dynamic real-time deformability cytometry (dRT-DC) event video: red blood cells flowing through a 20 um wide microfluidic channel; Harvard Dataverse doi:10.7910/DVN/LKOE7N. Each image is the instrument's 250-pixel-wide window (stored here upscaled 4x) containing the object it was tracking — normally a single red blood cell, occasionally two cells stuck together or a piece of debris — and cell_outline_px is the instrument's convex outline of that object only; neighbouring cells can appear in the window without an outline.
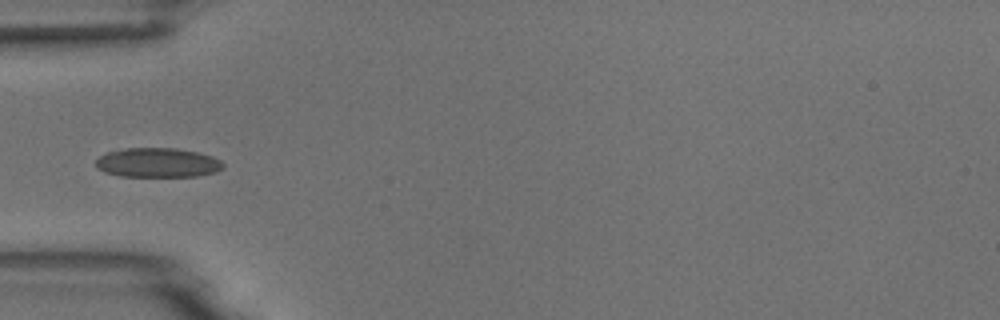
{"species": "common noctule bat (a hibernating species)", "species_latin": "Nyctalus noctula", "temperature_condition": "room temperature", "stored_images_in_passage": 38, "camera_frame_rate_fps": 3000, "um_per_image_px": 0.085, "animal": {"sex": "male", "body_mass_g": 18.8}, "frame": {"image": 1, "passage_image": 1, "time_ms": 0.0, "image_size_px": [1000, 320], "cell_outline_px": [[224, 168], [216, 172], [196, 176], [120, 176], [104, 172], [96, 168], [96, 160], [100, 156], [108, 152], [124, 148], [176, 148], [196, 152], [212, 156], [220, 160], [224, 164]], "centroid_in_image_um": [13.4, 13.83], "position_along_channel_um": 71.6, "area_um2": 21.85}}
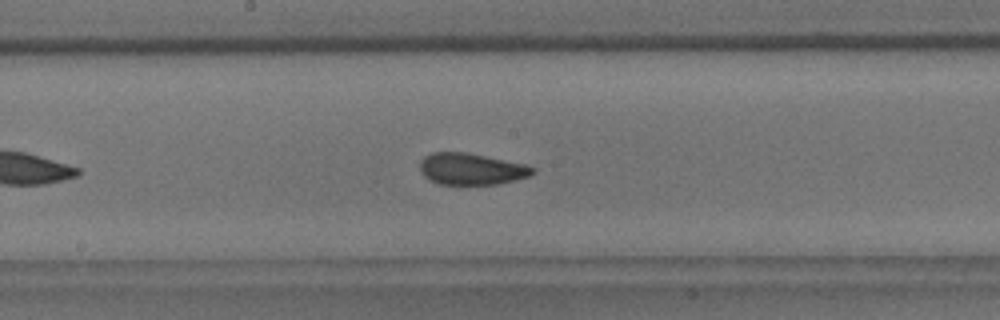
{"frame": {"image": 2, "passage_image": 12, "time_ms": 3.667, "image_size_px": [1000, 320], "cell_outline_px": [[536, 172], [528, 176], [516, 180], [496, 184], [440, 184], [428, 180], [420, 172], [420, 160], [424, 156], [432, 152], [464, 152], [524, 164], [536, 168]], "centroid_in_image_um": [40.03, 14.37], "position_along_channel_um": 208.2, "area_um2": 20.69}}
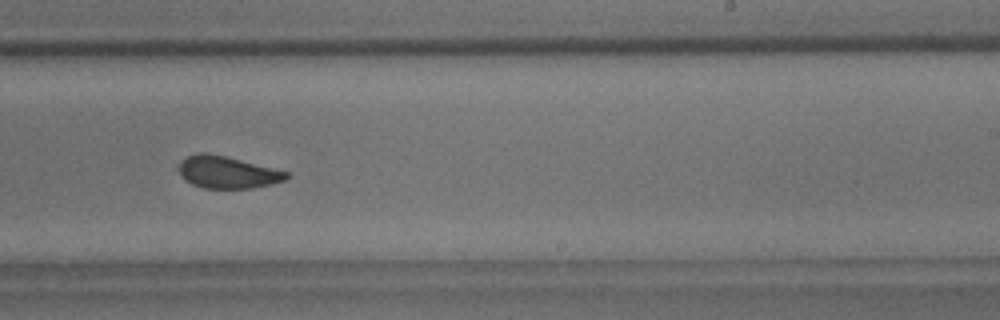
{"frame": {"image": 3, "passage_image": 17, "time_ms": 5.333, "image_size_px": [1000, 320], "cell_outline_px": [[292, 176], [284, 180], [272, 184], [252, 188], [204, 188], [192, 184], [184, 180], [176, 168], [176, 164], [180, 160], [196, 152], [204, 152], [224, 156], [288, 172]], "centroid_in_image_um": [19.26, 14.64], "position_along_channel_um": 269.7, "area_um2": 20.23}, "authors_computed_cell_mechanics": {"area_um2": 20.9525, "velocity_mm_per_s": 3.7, "shape_relaxation_time_tau1_ms": 4.6442, "shape_relaxation_time_tau2_ms": 0.7628, "deformation_change_tau1": 0.105, "deformation_change_tau2": 0.0508}}